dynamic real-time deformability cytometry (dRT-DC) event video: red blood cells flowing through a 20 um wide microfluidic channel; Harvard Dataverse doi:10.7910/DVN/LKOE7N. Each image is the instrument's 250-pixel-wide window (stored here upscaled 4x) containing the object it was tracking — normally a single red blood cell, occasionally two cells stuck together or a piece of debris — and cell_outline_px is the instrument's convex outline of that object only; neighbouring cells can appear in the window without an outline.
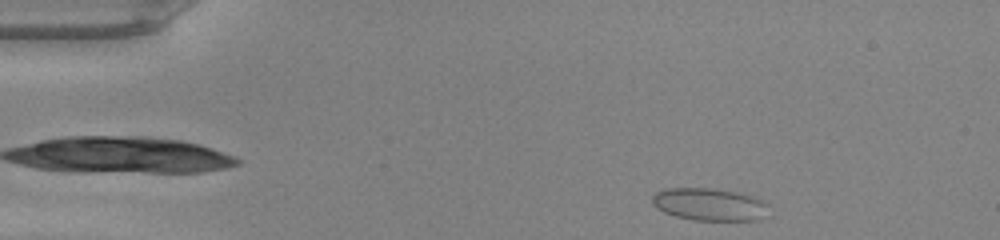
{"species": "common noctule bat (a hibernating species)", "species_latin": "Nyctalus noctula", "temperature_condition": "warm", "stored_images_in_passage": 43, "camera_frame_rate_fps": 3000, "um_per_image_px": 0.085, "animal": {"sex": "male", "body_mass_g": 20.0, "forearm_length_mm": 53.3}, "frame": {"image": 1, "passage_image": 1, "time_ms": 0.0, "image_size_px": [1000, 240], "cell_outline_px": [[764, 204], [756, 220], [692, 220], [676, 216], [664, 212], [656, 208], [652, 204], [652, 196], [656, 192], [668, 188], [712, 188], [740, 192], [752, 196], [760, 200]], "centroid_in_image_um": [60.14, 17.35], "position_along_channel_um": 24.9, "area_um2": 21.44}}
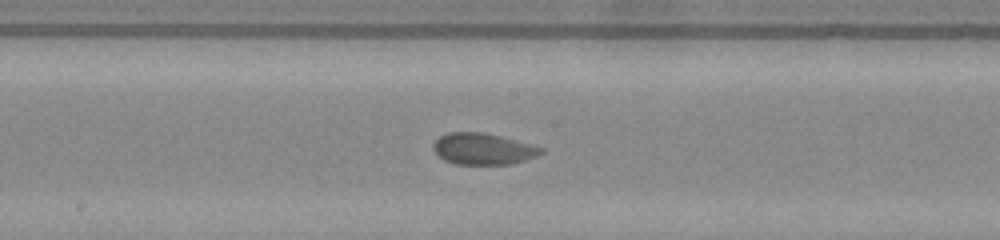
{"frame": {"image": 2, "passage_image": 20, "time_ms": 6.333, "image_size_px": [1000, 240], "cell_outline_px": [[544, 152], [536, 156], [524, 160], [508, 164], [456, 164], [444, 160], [432, 148], [432, 144], [440, 136], [448, 132], [480, 132], [500, 136], [532, 144], [544, 148]], "centroid_in_image_um": [41.06, 12.65], "position_along_channel_um": 207.1, "area_um2": 19.59}}
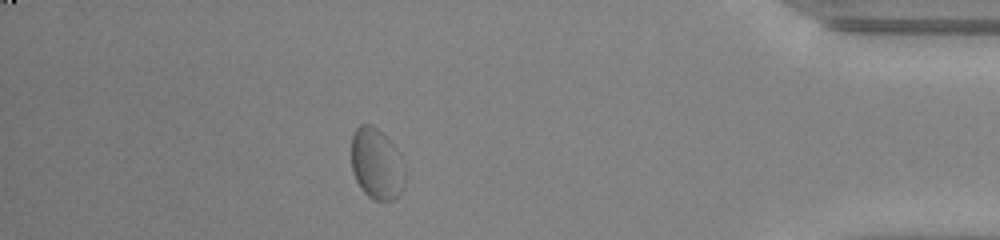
{"frame": {"image": 3, "passage_image": 37, "time_ms": 12.0, "image_size_px": [1000, 240], "cell_outline_px": [[404, 188], [392, 200], [372, 200], [360, 188], [352, 172], [352, 136], [356, 128], [360, 124], [372, 124], [400, 152], [404, 160]], "centroid_in_image_um": [32.02, 13.94], "position_along_channel_um": 403.2, "area_um2": 22.31}, "authors_computed_cell_mechanics": {"area_um2": 20.519, "velocity_mm_per_s": 4.1761, "shape_relaxation_time_tau1_ms": 2.5709, "shape_relaxation_time_tau2_ms": 1.0123, "deformation_change_tau1": 0.0708, "deformation_change_tau2": 0.0462}}